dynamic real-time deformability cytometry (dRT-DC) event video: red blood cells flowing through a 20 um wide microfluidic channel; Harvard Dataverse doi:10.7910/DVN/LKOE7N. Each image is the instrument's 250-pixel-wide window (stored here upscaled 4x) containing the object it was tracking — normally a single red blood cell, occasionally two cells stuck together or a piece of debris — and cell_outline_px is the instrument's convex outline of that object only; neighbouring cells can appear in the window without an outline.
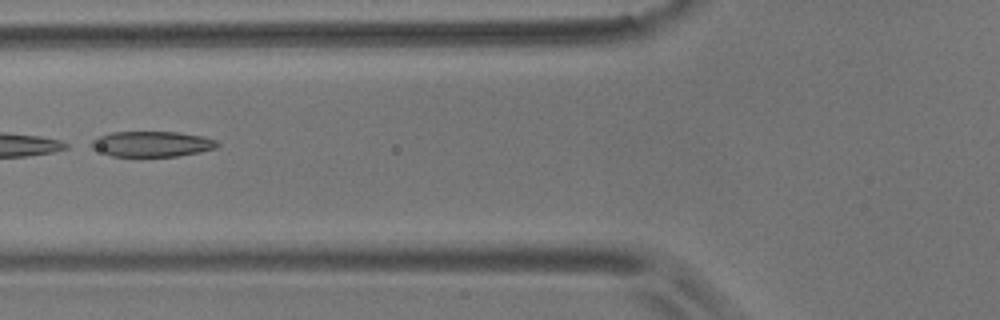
{"species": "common noctule bat (a hibernating species)", "species_latin": "Nyctalus noctula", "temperature_condition": "room temperature", "stored_images_in_passage": 10, "camera_frame_rate_fps": 3000, "um_per_image_px": 0.085, "animal": {"sex": "male", "body_mass_g": 17.9}, "frame": {"image": 1, "passage_image": 6, "time_ms": 6.667, "image_size_px": [1000, 320], "cell_outline_px": [[220, 144], [216, 148], [200, 152], [176, 156], [112, 156], [92, 148], [84, 144], [96, 136], [112, 132], [176, 132], [200, 136], [216, 140]], "centroid_in_image_um": [12.82, 12.23], "position_along_channel_um": 113.0, "area_um2": 18.84}}
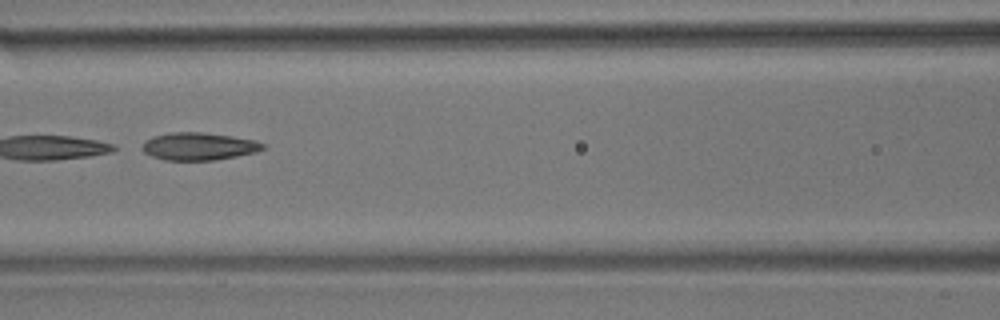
{"frame": {"image": 2, "passage_image": 7, "time_ms": 7.667, "image_size_px": [1000, 320], "cell_outline_px": [[264, 148], [256, 152], [216, 160], [164, 160], [152, 156], [144, 152], [140, 148], [144, 140], [152, 136], [172, 132], [204, 132], [232, 136], [256, 140], [264, 144]], "centroid_in_image_um": [16.86, 12.43], "position_along_channel_um": 149.7, "area_um2": 19.54}}